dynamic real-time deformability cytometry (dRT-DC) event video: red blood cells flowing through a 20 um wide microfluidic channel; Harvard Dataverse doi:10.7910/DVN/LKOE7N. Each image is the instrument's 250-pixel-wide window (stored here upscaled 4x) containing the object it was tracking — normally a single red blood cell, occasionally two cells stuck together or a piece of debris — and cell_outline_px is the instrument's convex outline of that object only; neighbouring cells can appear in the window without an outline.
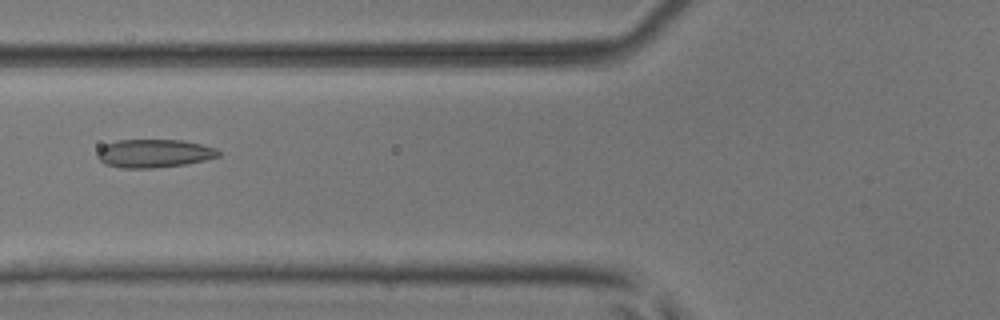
{"species": "common noctule bat (a hibernating species)", "species_latin": "Nyctalus noctula", "temperature_condition": "room temperature", "stored_images_in_passage": 26, "camera_frame_rate_fps": 3000, "um_per_image_px": 0.085, "animal": {"sex": "male", "body_mass_g": 17.9, "forearm_length_mm": 54.2}, "frame": {"image": 1, "passage_image": 9, "time_ms": 2.667, "image_size_px": [1000, 320], "cell_outline_px": [[220, 156], [204, 160], [184, 164], [152, 168], [120, 168], [104, 164], [96, 156], [96, 152], [104, 144], [116, 140], [184, 140], [216, 148], [220, 152]], "centroid_in_image_um": [13.05, 13.03], "position_along_channel_um": 112.7, "area_um2": 20.06}}
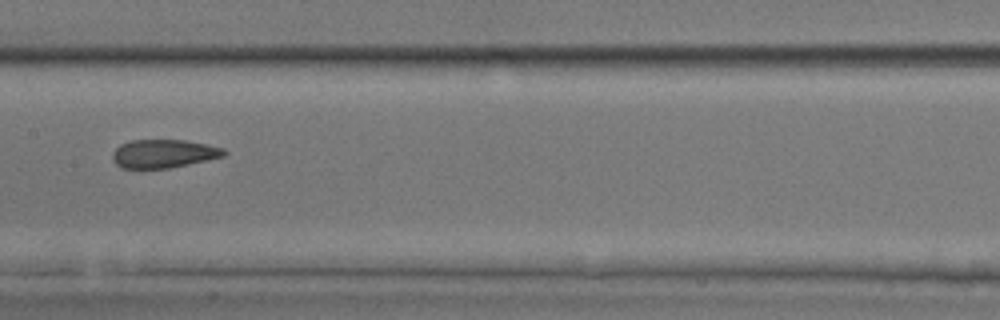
{"frame": {"image": 2, "passage_image": 15, "time_ms": 4.667, "image_size_px": [1000, 320], "cell_outline_px": [[228, 152], [224, 156], [188, 164], [168, 168], [120, 168], [112, 160], [112, 152], [120, 144], [132, 140], [184, 140], [208, 144], [224, 148]], "centroid_in_image_um": [13.9, 13.05], "position_along_channel_um": 193.5, "area_um2": 18.5}}
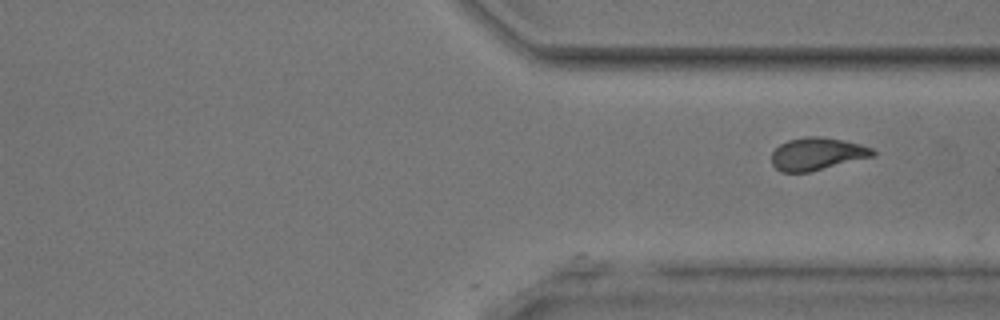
{"frame": {"image": 3, "passage_image": 26, "time_ms": 8.333, "image_size_px": [1000, 320], "cell_outline_px": [[876, 156], [808, 172], [780, 172], [772, 164], [772, 152], [780, 144], [788, 140], [804, 136], [820, 136], [860, 144], [872, 148], [876, 152]], "centroid_in_image_um": [69.45, 13.08], "position_along_channel_um": 341.9, "area_um2": 19.19}}